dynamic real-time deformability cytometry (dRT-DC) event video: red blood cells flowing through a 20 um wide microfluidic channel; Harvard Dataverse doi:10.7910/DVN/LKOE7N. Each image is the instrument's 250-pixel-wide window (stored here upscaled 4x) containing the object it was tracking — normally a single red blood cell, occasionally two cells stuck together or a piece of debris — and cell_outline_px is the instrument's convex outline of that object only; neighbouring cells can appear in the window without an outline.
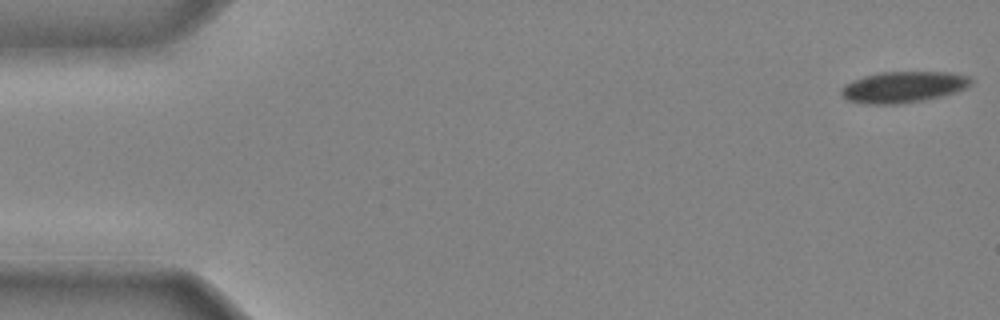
{"species": "common noctule bat (a hibernating species)", "species_latin": "Nyctalus noctula", "temperature_condition": "cold", "stored_images_in_passage": 40, "camera_frame_rate_fps": 3000, "um_per_image_px": 0.085, "animal": {"sex": "male", "body_mass_g": 20.4}, "frame": {"image": 1, "passage_image": 1, "time_ms": 0.0, "image_size_px": [1000, 320], "cell_outline_px": [[972, 84], [956, 92], [924, 100], [900, 104], [868, 104], [848, 100], [840, 92], [840, 88], [844, 84], [852, 80], [864, 76], [880, 72], [948, 72], [968, 76], [972, 80]], "centroid_in_image_um": [76.76, 7.39], "position_along_channel_um": 8.2, "area_um2": 23.52}}
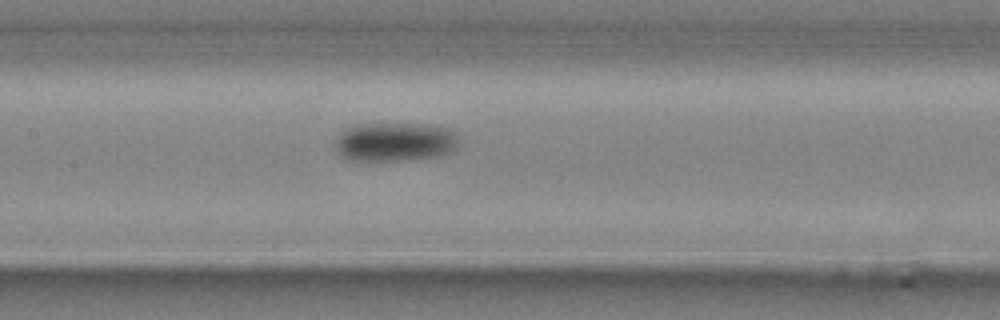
{"frame": {"image": 2, "passage_image": 21, "time_ms": 6.667, "image_size_px": [1000, 320], "cell_outline_px": [[460, 144], [452, 152], [440, 156], [408, 160], [348, 160], [340, 156], [336, 152], [332, 140], [344, 128], [352, 124], [428, 124], [452, 128], [460, 136]], "centroid_in_image_um": [33.57, 12.05], "position_along_channel_um": 173.8, "area_um2": 29.13}}
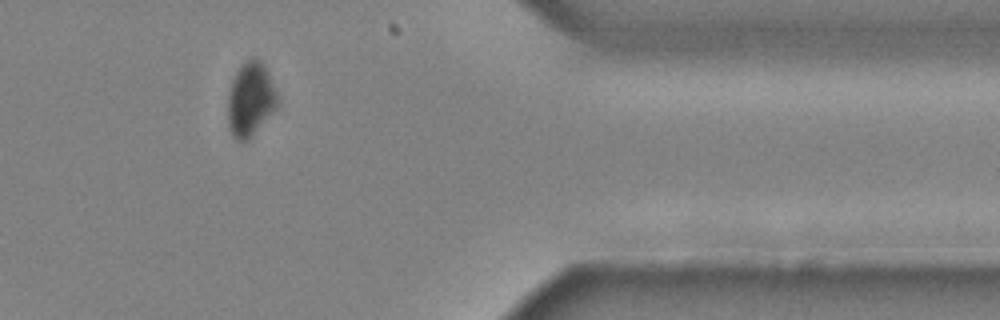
{"frame": {"image": 3, "passage_image": 37, "time_ms": 12.0, "image_size_px": [1000, 320], "cell_outline_px": [[280, 104], [248, 140], [236, 140], [232, 136], [228, 128], [228, 96], [232, 80], [236, 72], [252, 56], [260, 60], [264, 64], [268, 72], [276, 92]], "centroid_in_image_um": [21.29, 8.46], "position_along_channel_um": 390.1, "area_um2": 21.33}}